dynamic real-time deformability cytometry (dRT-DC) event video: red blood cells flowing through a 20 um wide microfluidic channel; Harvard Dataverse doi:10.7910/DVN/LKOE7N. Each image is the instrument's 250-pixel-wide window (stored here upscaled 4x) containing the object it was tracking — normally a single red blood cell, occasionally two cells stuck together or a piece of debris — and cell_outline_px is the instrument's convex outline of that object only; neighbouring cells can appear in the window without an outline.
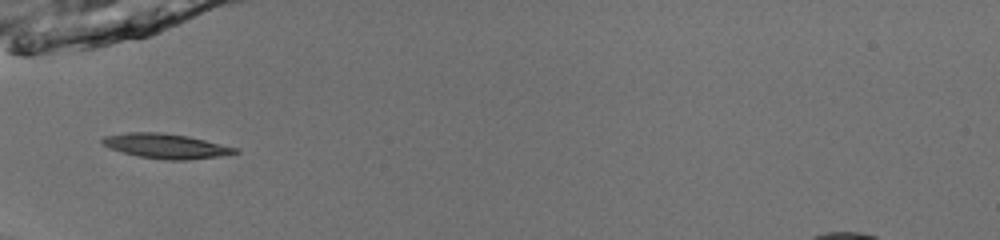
{"species": "common noctule bat (a hibernating species)", "species_latin": "Nyctalus noctula", "temperature_condition": "room temperature", "stored_images_in_passage": 17, "camera_frame_rate_fps": 3000, "um_per_image_px": 0.085, "animal": {"sex": "male", "body_mass_g": 13.0, "forearm_length_mm": 53.1}, "frame": {"image": 1, "passage_image": 1, "time_ms": 0.0, "image_size_px": [1000, 240], "cell_outline_px": [[240, 152], [220, 156], [188, 160], [164, 160], [140, 156], [124, 152], [112, 148], [104, 144], [100, 140], [104, 136], [128, 132], [160, 132], [188, 136], [236, 148]], "centroid_in_image_um": [14.11, 12.41], "position_along_channel_um": 70.9, "area_um2": 18.84}}